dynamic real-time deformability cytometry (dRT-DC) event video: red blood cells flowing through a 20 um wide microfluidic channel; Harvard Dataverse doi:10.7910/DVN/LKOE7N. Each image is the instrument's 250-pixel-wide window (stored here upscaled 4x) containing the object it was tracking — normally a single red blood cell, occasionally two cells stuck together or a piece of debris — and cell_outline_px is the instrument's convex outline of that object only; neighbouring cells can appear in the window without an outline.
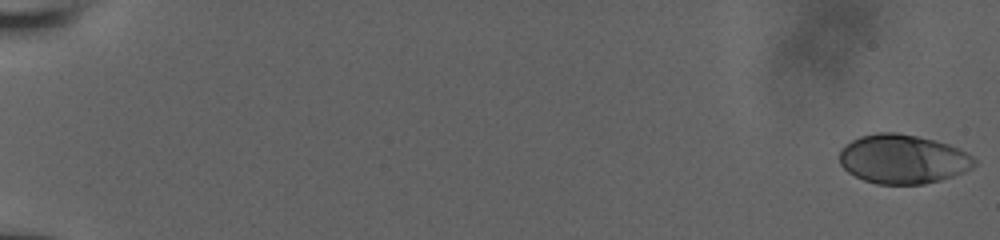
{"species": "human", "species_latin": "Homo sapiens", "temperature_condition": "room temperature", "stored_images_in_passage": 89, "camera_frame_rate_fps": 3000, "um_per_image_px": 0.085, "donor": {"sex": "male"}, "frame": {"image": 1, "passage_image": 1, "time_ms": 0.0, "image_size_px": [1000, 240], "cell_outline_px": [[976, 164], [972, 168], [964, 172], [940, 180], [924, 184], [876, 184], [864, 180], [848, 172], [840, 164], [840, 148], [852, 140], [860, 136], [876, 132], [896, 132], [916, 136], [948, 144], [960, 148], [972, 156], [976, 160]], "centroid_in_image_um": [76.74, 13.52], "position_along_channel_um": 8.3, "area_um2": 38.67}}
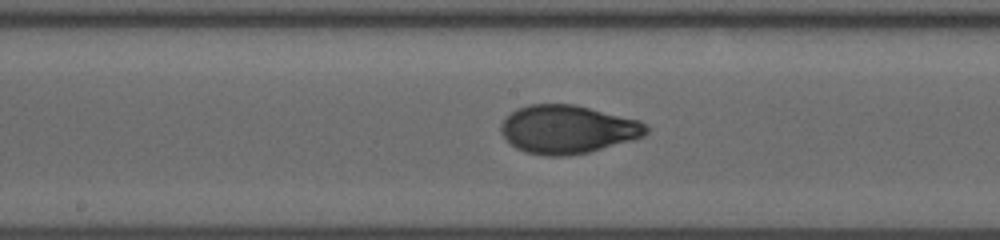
{"frame": {"image": 2, "passage_image": 42, "time_ms": 10.667, "image_size_px": [1000, 240], "cell_outline_px": [[648, 132], [644, 136], [632, 140], [588, 152], [568, 156], [544, 156], [524, 152], [516, 148], [500, 132], [500, 124], [516, 108], [528, 104], [576, 104], [640, 120], [648, 124]], "centroid_in_image_um": [48.26, 10.99], "position_along_channel_um": 199.9, "area_um2": 41.15}}
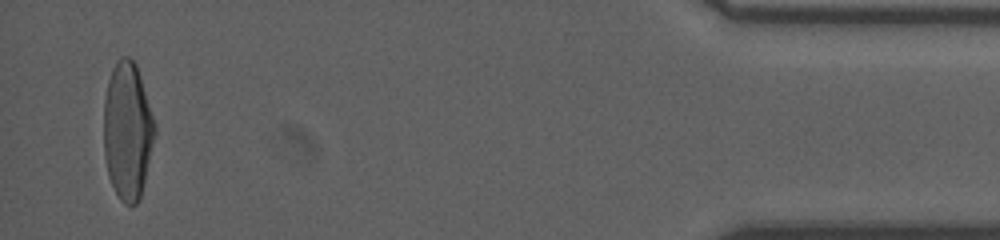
{"frame": {"image": 3, "passage_image": 87, "time_ms": 18.333, "image_size_px": [1000, 240], "cell_outline_px": [[156, 132], [140, 196], [136, 204], [124, 204], [120, 200], [108, 176], [104, 156], [104, 100], [108, 80], [112, 68], [116, 60], [120, 56], [128, 56], [136, 64], [156, 124]], "centroid_in_image_um": [10.83, 11.08], "position_along_channel_um": 424.4, "area_um2": 40.81}, "authors_computed_cell_mechanics": {"area_um2": 39.9398, "velocity_mm_per_s": 3.8608, "shape_relaxation_time_tau1_ms": 4.3838, "shape_relaxation_time_tau2_ms": 0.7918, "deformation_change_tau1": 0.2131, "deformation_change_tau2": 0.0507}}